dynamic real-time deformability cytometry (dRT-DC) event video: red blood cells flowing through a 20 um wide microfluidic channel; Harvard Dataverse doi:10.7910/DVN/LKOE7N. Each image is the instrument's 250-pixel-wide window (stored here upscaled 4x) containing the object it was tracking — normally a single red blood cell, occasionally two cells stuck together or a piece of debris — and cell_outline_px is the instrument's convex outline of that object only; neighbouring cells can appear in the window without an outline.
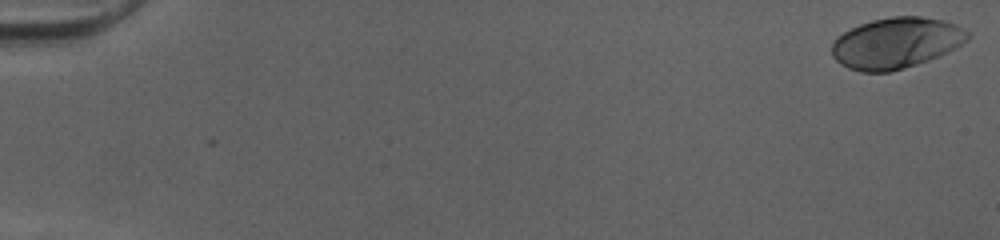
{"species": "human", "species_latin": "Homo sapiens", "temperature_condition": "cold", "stored_images_in_passage": 52, "camera_frame_rate_fps": 3000, "um_per_image_px": 0.085, "donor": {"sex": "female"}, "frame": {"image": 1, "passage_image": 1, "time_ms": 0.0, "image_size_px": [1000, 240], "cell_outline_px": [[968, 40], [940, 56], [904, 68], [888, 72], [860, 72], [848, 68], [840, 64], [832, 56], [832, 44], [844, 32], [860, 24], [872, 20], [892, 16], [920, 16], [944, 20], [956, 24], [968, 32]], "centroid_in_image_um": [76.17, 3.65], "position_along_channel_um": 8.8, "area_um2": 40.11}}
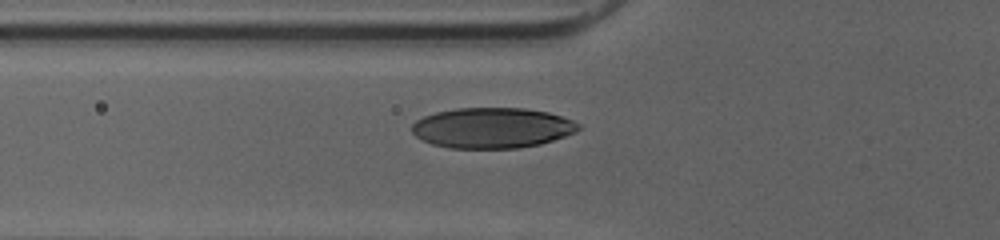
{"frame": {"image": 2, "passage_image": 20, "time_ms": 6.333, "image_size_px": [1000, 240], "cell_outline_px": [[580, 128], [576, 132], [540, 144], [516, 148], [448, 148], [432, 144], [420, 140], [412, 132], [412, 124], [416, 120], [424, 116], [436, 112], [456, 108], [524, 108], [548, 112], [572, 120], [580, 124]], "centroid_in_image_um": [41.81, 10.87], "position_along_channel_um": 84.0, "area_um2": 39.3}}
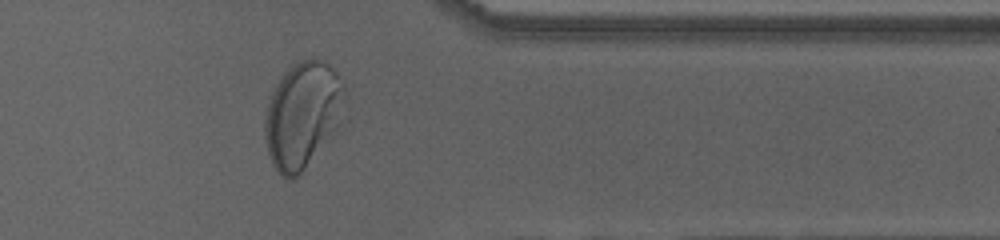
{"frame": {"image": 3, "passage_image": 43, "time_ms": 14.0, "image_size_px": [1000, 240], "cell_outline_px": [[344, 92], [340, 124], [300, 176], [292, 180], [284, 180], [276, 172], [268, 156], [264, 136], [264, 120], [268, 104], [272, 92], [276, 84], [284, 72], [292, 64], [300, 60], [320, 60], [328, 64], [344, 80]], "centroid_in_image_um": [25.69, 9.83], "position_along_channel_um": 385.7, "area_um2": 49.82}, "authors_computed_cell_mechanics": {"area_um2": 39.6508, "velocity_mm_per_s": 4.0245, "shape_relaxation_time_tau1_ms": 2.4524, "shape_relaxation_time_tau2_ms": null, "deformation_change_tau1": 0.1573, "deformation_change_tau2": null}}